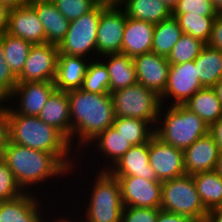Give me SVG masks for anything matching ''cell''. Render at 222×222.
I'll list each match as a JSON object with an SVG mask.
<instances>
[{
	"label": "cell",
	"mask_w": 222,
	"mask_h": 222,
	"mask_svg": "<svg viewBox=\"0 0 222 222\" xmlns=\"http://www.w3.org/2000/svg\"><path fill=\"white\" fill-rule=\"evenodd\" d=\"M0 104L7 111L10 132L9 141L11 143L52 153L70 171L71 176L69 178H73L74 173L77 174L78 170L80 172H78L79 175L77 174L78 177L80 174L81 176H83L82 174L87 176L88 168L84 167V169H87L85 170L87 171L86 173H84V169L83 172L80 171L81 165L85 166V163L89 164L92 161L88 166H95L96 162L91 160L89 156V162L84 161V163H81L83 162L82 158H79L77 152L72 149L70 141L60 131L46 124L38 116L20 115L9 104H5V101Z\"/></svg>",
	"instance_id": "1"
},
{
	"label": "cell",
	"mask_w": 222,
	"mask_h": 222,
	"mask_svg": "<svg viewBox=\"0 0 222 222\" xmlns=\"http://www.w3.org/2000/svg\"><path fill=\"white\" fill-rule=\"evenodd\" d=\"M67 94L70 107L71 146L79 155L94 138L113 125L115 118L113 104L110 93L95 94L77 89L68 91Z\"/></svg>",
	"instance_id": "2"
},
{
	"label": "cell",
	"mask_w": 222,
	"mask_h": 222,
	"mask_svg": "<svg viewBox=\"0 0 222 222\" xmlns=\"http://www.w3.org/2000/svg\"><path fill=\"white\" fill-rule=\"evenodd\" d=\"M1 158L7 163L24 192L38 193L36 192L38 185L39 190L40 186L44 188L45 183L50 188L51 182H54V185L57 184L54 180L65 177L67 179L70 176V171L52 153L31 149L10 141Z\"/></svg>",
	"instance_id": "3"
},
{
	"label": "cell",
	"mask_w": 222,
	"mask_h": 222,
	"mask_svg": "<svg viewBox=\"0 0 222 222\" xmlns=\"http://www.w3.org/2000/svg\"><path fill=\"white\" fill-rule=\"evenodd\" d=\"M92 172L95 175L89 178H95H92V182L88 181V191L86 187L83 189V192H89L88 198L82 200L85 203L84 205L82 202L85 213L83 217L78 213L76 216L82 218L84 222H121L124 205L119 180L108 171Z\"/></svg>",
	"instance_id": "4"
},
{
	"label": "cell",
	"mask_w": 222,
	"mask_h": 222,
	"mask_svg": "<svg viewBox=\"0 0 222 222\" xmlns=\"http://www.w3.org/2000/svg\"><path fill=\"white\" fill-rule=\"evenodd\" d=\"M154 129L155 136L162 142L183 151L209 133V126L184 105L161 104Z\"/></svg>",
	"instance_id": "5"
},
{
	"label": "cell",
	"mask_w": 222,
	"mask_h": 222,
	"mask_svg": "<svg viewBox=\"0 0 222 222\" xmlns=\"http://www.w3.org/2000/svg\"><path fill=\"white\" fill-rule=\"evenodd\" d=\"M114 116L148 121L154 128L161 107L160 96L139 82L110 93Z\"/></svg>",
	"instance_id": "6"
},
{
	"label": "cell",
	"mask_w": 222,
	"mask_h": 222,
	"mask_svg": "<svg viewBox=\"0 0 222 222\" xmlns=\"http://www.w3.org/2000/svg\"><path fill=\"white\" fill-rule=\"evenodd\" d=\"M160 209L191 219L205 217L208 213L189 174L162 182Z\"/></svg>",
	"instance_id": "7"
},
{
	"label": "cell",
	"mask_w": 222,
	"mask_h": 222,
	"mask_svg": "<svg viewBox=\"0 0 222 222\" xmlns=\"http://www.w3.org/2000/svg\"><path fill=\"white\" fill-rule=\"evenodd\" d=\"M105 8L96 6L83 16L70 21L68 31L58 45L59 52L61 54L82 56L90 60L96 59L97 29L101 12Z\"/></svg>",
	"instance_id": "8"
},
{
	"label": "cell",
	"mask_w": 222,
	"mask_h": 222,
	"mask_svg": "<svg viewBox=\"0 0 222 222\" xmlns=\"http://www.w3.org/2000/svg\"><path fill=\"white\" fill-rule=\"evenodd\" d=\"M201 88L203 86L197 77L194 60L182 64H170L167 86L160 96L161 104L184 105Z\"/></svg>",
	"instance_id": "9"
},
{
	"label": "cell",
	"mask_w": 222,
	"mask_h": 222,
	"mask_svg": "<svg viewBox=\"0 0 222 222\" xmlns=\"http://www.w3.org/2000/svg\"><path fill=\"white\" fill-rule=\"evenodd\" d=\"M58 46L42 43L33 44L30 48L26 63L17 82L54 81L56 76Z\"/></svg>",
	"instance_id": "10"
},
{
	"label": "cell",
	"mask_w": 222,
	"mask_h": 222,
	"mask_svg": "<svg viewBox=\"0 0 222 222\" xmlns=\"http://www.w3.org/2000/svg\"><path fill=\"white\" fill-rule=\"evenodd\" d=\"M43 192H24L14 199L0 202V222H47V209L51 208L44 207L47 199H42Z\"/></svg>",
	"instance_id": "11"
},
{
	"label": "cell",
	"mask_w": 222,
	"mask_h": 222,
	"mask_svg": "<svg viewBox=\"0 0 222 222\" xmlns=\"http://www.w3.org/2000/svg\"><path fill=\"white\" fill-rule=\"evenodd\" d=\"M55 90L54 81L17 82L14 91L5 103H10L9 106L12 107L17 114L38 116L48 98Z\"/></svg>",
	"instance_id": "12"
},
{
	"label": "cell",
	"mask_w": 222,
	"mask_h": 222,
	"mask_svg": "<svg viewBox=\"0 0 222 222\" xmlns=\"http://www.w3.org/2000/svg\"><path fill=\"white\" fill-rule=\"evenodd\" d=\"M126 19L121 7H109L101 12L97 29V58L122 53Z\"/></svg>",
	"instance_id": "13"
},
{
	"label": "cell",
	"mask_w": 222,
	"mask_h": 222,
	"mask_svg": "<svg viewBox=\"0 0 222 222\" xmlns=\"http://www.w3.org/2000/svg\"><path fill=\"white\" fill-rule=\"evenodd\" d=\"M119 180L124 207L160 208L162 181L136 176H114Z\"/></svg>",
	"instance_id": "14"
},
{
	"label": "cell",
	"mask_w": 222,
	"mask_h": 222,
	"mask_svg": "<svg viewBox=\"0 0 222 222\" xmlns=\"http://www.w3.org/2000/svg\"><path fill=\"white\" fill-rule=\"evenodd\" d=\"M149 164L159 181L185 175L184 152L155 135L149 141Z\"/></svg>",
	"instance_id": "15"
},
{
	"label": "cell",
	"mask_w": 222,
	"mask_h": 222,
	"mask_svg": "<svg viewBox=\"0 0 222 222\" xmlns=\"http://www.w3.org/2000/svg\"><path fill=\"white\" fill-rule=\"evenodd\" d=\"M131 147L132 145L127 142V140L121 134H119L113 126H111L94 138L85 147L83 150L84 152L82 151L79 154V158L83 154L85 155V153L89 154L90 152H94V158L97 160L99 159L98 163H101H99L100 165L97 163V166L99 167L95 166L93 170L96 169V171H98L99 169V171H108ZM103 156L104 158L102 159V162L100 158Z\"/></svg>",
	"instance_id": "16"
},
{
	"label": "cell",
	"mask_w": 222,
	"mask_h": 222,
	"mask_svg": "<svg viewBox=\"0 0 222 222\" xmlns=\"http://www.w3.org/2000/svg\"><path fill=\"white\" fill-rule=\"evenodd\" d=\"M137 80L161 96L167 86L170 63L166 56L148 52L133 58Z\"/></svg>",
	"instance_id": "17"
},
{
	"label": "cell",
	"mask_w": 222,
	"mask_h": 222,
	"mask_svg": "<svg viewBox=\"0 0 222 222\" xmlns=\"http://www.w3.org/2000/svg\"><path fill=\"white\" fill-rule=\"evenodd\" d=\"M6 32L32 44L46 43L42 23L30 4L10 9Z\"/></svg>",
	"instance_id": "18"
},
{
	"label": "cell",
	"mask_w": 222,
	"mask_h": 222,
	"mask_svg": "<svg viewBox=\"0 0 222 222\" xmlns=\"http://www.w3.org/2000/svg\"><path fill=\"white\" fill-rule=\"evenodd\" d=\"M183 152L185 173L194 175L215 170L220 150L213 137L208 133L198 138Z\"/></svg>",
	"instance_id": "19"
},
{
	"label": "cell",
	"mask_w": 222,
	"mask_h": 222,
	"mask_svg": "<svg viewBox=\"0 0 222 222\" xmlns=\"http://www.w3.org/2000/svg\"><path fill=\"white\" fill-rule=\"evenodd\" d=\"M112 176H136L159 181L149 164V142L132 146L109 170Z\"/></svg>",
	"instance_id": "20"
},
{
	"label": "cell",
	"mask_w": 222,
	"mask_h": 222,
	"mask_svg": "<svg viewBox=\"0 0 222 222\" xmlns=\"http://www.w3.org/2000/svg\"><path fill=\"white\" fill-rule=\"evenodd\" d=\"M58 53L54 85L56 90L68 92L80 89L87 72L90 59Z\"/></svg>",
	"instance_id": "21"
},
{
	"label": "cell",
	"mask_w": 222,
	"mask_h": 222,
	"mask_svg": "<svg viewBox=\"0 0 222 222\" xmlns=\"http://www.w3.org/2000/svg\"><path fill=\"white\" fill-rule=\"evenodd\" d=\"M155 25L127 17L122 40V54L131 58L151 52Z\"/></svg>",
	"instance_id": "22"
},
{
	"label": "cell",
	"mask_w": 222,
	"mask_h": 222,
	"mask_svg": "<svg viewBox=\"0 0 222 222\" xmlns=\"http://www.w3.org/2000/svg\"><path fill=\"white\" fill-rule=\"evenodd\" d=\"M38 117L60 131L71 144V121L67 92L55 90L48 98Z\"/></svg>",
	"instance_id": "23"
},
{
	"label": "cell",
	"mask_w": 222,
	"mask_h": 222,
	"mask_svg": "<svg viewBox=\"0 0 222 222\" xmlns=\"http://www.w3.org/2000/svg\"><path fill=\"white\" fill-rule=\"evenodd\" d=\"M30 5L36 10L42 23L46 42L58 46L68 31L70 21L59 12L52 1H39Z\"/></svg>",
	"instance_id": "24"
},
{
	"label": "cell",
	"mask_w": 222,
	"mask_h": 222,
	"mask_svg": "<svg viewBox=\"0 0 222 222\" xmlns=\"http://www.w3.org/2000/svg\"><path fill=\"white\" fill-rule=\"evenodd\" d=\"M109 74V93L126 88L138 82L133 58L122 53L109 54L99 58Z\"/></svg>",
	"instance_id": "25"
},
{
	"label": "cell",
	"mask_w": 222,
	"mask_h": 222,
	"mask_svg": "<svg viewBox=\"0 0 222 222\" xmlns=\"http://www.w3.org/2000/svg\"><path fill=\"white\" fill-rule=\"evenodd\" d=\"M126 16L152 24L172 16V10L162 0H124L121 7Z\"/></svg>",
	"instance_id": "26"
},
{
	"label": "cell",
	"mask_w": 222,
	"mask_h": 222,
	"mask_svg": "<svg viewBox=\"0 0 222 222\" xmlns=\"http://www.w3.org/2000/svg\"><path fill=\"white\" fill-rule=\"evenodd\" d=\"M184 106L197 114L208 126L222 117V104L212 87L201 88Z\"/></svg>",
	"instance_id": "27"
},
{
	"label": "cell",
	"mask_w": 222,
	"mask_h": 222,
	"mask_svg": "<svg viewBox=\"0 0 222 222\" xmlns=\"http://www.w3.org/2000/svg\"><path fill=\"white\" fill-rule=\"evenodd\" d=\"M194 63L197 77L203 87H213L222 78V50L206 44Z\"/></svg>",
	"instance_id": "28"
},
{
	"label": "cell",
	"mask_w": 222,
	"mask_h": 222,
	"mask_svg": "<svg viewBox=\"0 0 222 222\" xmlns=\"http://www.w3.org/2000/svg\"><path fill=\"white\" fill-rule=\"evenodd\" d=\"M192 177L201 201L208 211L222 206V177L215 170L197 173Z\"/></svg>",
	"instance_id": "29"
},
{
	"label": "cell",
	"mask_w": 222,
	"mask_h": 222,
	"mask_svg": "<svg viewBox=\"0 0 222 222\" xmlns=\"http://www.w3.org/2000/svg\"><path fill=\"white\" fill-rule=\"evenodd\" d=\"M112 126L132 146L145 144L155 135L154 127L143 119L115 117Z\"/></svg>",
	"instance_id": "30"
},
{
	"label": "cell",
	"mask_w": 222,
	"mask_h": 222,
	"mask_svg": "<svg viewBox=\"0 0 222 222\" xmlns=\"http://www.w3.org/2000/svg\"><path fill=\"white\" fill-rule=\"evenodd\" d=\"M182 34L179 23L174 16L155 24L151 52L167 57Z\"/></svg>",
	"instance_id": "31"
},
{
	"label": "cell",
	"mask_w": 222,
	"mask_h": 222,
	"mask_svg": "<svg viewBox=\"0 0 222 222\" xmlns=\"http://www.w3.org/2000/svg\"><path fill=\"white\" fill-rule=\"evenodd\" d=\"M0 40L4 48V58L12 73L18 77L24 68L33 44L22 38L12 36L7 32L0 35Z\"/></svg>",
	"instance_id": "32"
},
{
	"label": "cell",
	"mask_w": 222,
	"mask_h": 222,
	"mask_svg": "<svg viewBox=\"0 0 222 222\" xmlns=\"http://www.w3.org/2000/svg\"><path fill=\"white\" fill-rule=\"evenodd\" d=\"M184 34L208 43L216 16H200L198 14H172Z\"/></svg>",
	"instance_id": "33"
},
{
	"label": "cell",
	"mask_w": 222,
	"mask_h": 222,
	"mask_svg": "<svg viewBox=\"0 0 222 222\" xmlns=\"http://www.w3.org/2000/svg\"><path fill=\"white\" fill-rule=\"evenodd\" d=\"M109 83L105 64L99 58L90 60L80 89L95 94L109 93Z\"/></svg>",
	"instance_id": "34"
},
{
	"label": "cell",
	"mask_w": 222,
	"mask_h": 222,
	"mask_svg": "<svg viewBox=\"0 0 222 222\" xmlns=\"http://www.w3.org/2000/svg\"><path fill=\"white\" fill-rule=\"evenodd\" d=\"M206 44L188 34H182L166 57L170 64H182L195 60Z\"/></svg>",
	"instance_id": "35"
},
{
	"label": "cell",
	"mask_w": 222,
	"mask_h": 222,
	"mask_svg": "<svg viewBox=\"0 0 222 222\" xmlns=\"http://www.w3.org/2000/svg\"><path fill=\"white\" fill-rule=\"evenodd\" d=\"M24 191L16 182L12 171L0 156V202L14 199Z\"/></svg>",
	"instance_id": "36"
},
{
	"label": "cell",
	"mask_w": 222,
	"mask_h": 222,
	"mask_svg": "<svg viewBox=\"0 0 222 222\" xmlns=\"http://www.w3.org/2000/svg\"><path fill=\"white\" fill-rule=\"evenodd\" d=\"M52 2L69 21L83 16L97 6L93 0H52Z\"/></svg>",
	"instance_id": "37"
},
{
	"label": "cell",
	"mask_w": 222,
	"mask_h": 222,
	"mask_svg": "<svg viewBox=\"0 0 222 222\" xmlns=\"http://www.w3.org/2000/svg\"><path fill=\"white\" fill-rule=\"evenodd\" d=\"M172 14H198L200 16H216L212 0H179Z\"/></svg>",
	"instance_id": "38"
},
{
	"label": "cell",
	"mask_w": 222,
	"mask_h": 222,
	"mask_svg": "<svg viewBox=\"0 0 222 222\" xmlns=\"http://www.w3.org/2000/svg\"><path fill=\"white\" fill-rule=\"evenodd\" d=\"M4 57V48L0 40V103L7 100L17 85V77L12 73Z\"/></svg>",
	"instance_id": "39"
},
{
	"label": "cell",
	"mask_w": 222,
	"mask_h": 222,
	"mask_svg": "<svg viewBox=\"0 0 222 222\" xmlns=\"http://www.w3.org/2000/svg\"><path fill=\"white\" fill-rule=\"evenodd\" d=\"M160 208H139L125 206L121 215V222H157Z\"/></svg>",
	"instance_id": "40"
},
{
	"label": "cell",
	"mask_w": 222,
	"mask_h": 222,
	"mask_svg": "<svg viewBox=\"0 0 222 222\" xmlns=\"http://www.w3.org/2000/svg\"><path fill=\"white\" fill-rule=\"evenodd\" d=\"M208 46L222 50V12L216 15L213 23L211 37L207 43Z\"/></svg>",
	"instance_id": "41"
},
{
	"label": "cell",
	"mask_w": 222,
	"mask_h": 222,
	"mask_svg": "<svg viewBox=\"0 0 222 222\" xmlns=\"http://www.w3.org/2000/svg\"><path fill=\"white\" fill-rule=\"evenodd\" d=\"M9 120L6 109L0 104V156L9 142Z\"/></svg>",
	"instance_id": "42"
},
{
	"label": "cell",
	"mask_w": 222,
	"mask_h": 222,
	"mask_svg": "<svg viewBox=\"0 0 222 222\" xmlns=\"http://www.w3.org/2000/svg\"><path fill=\"white\" fill-rule=\"evenodd\" d=\"M191 218L176 214L170 213L167 211L160 210L158 212L157 222H190Z\"/></svg>",
	"instance_id": "43"
},
{
	"label": "cell",
	"mask_w": 222,
	"mask_h": 222,
	"mask_svg": "<svg viewBox=\"0 0 222 222\" xmlns=\"http://www.w3.org/2000/svg\"><path fill=\"white\" fill-rule=\"evenodd\" d=\"M209 134L213 137L219 150H222V117L209 126Z\"/></svg>",
	"instance_id": "44"
},
{
	"label": "cell",
	"mask_w": 222,
	"mask_h": 222,
	"mask_svg": "<svg viewBox=\"0 0 222 222\" xmlns=\"http://www.w3.org/2000/svg\"><path fill=\"white\" fill-rule=\"evenodd\" d=\"M10 9L0 2V35L7 30Z\"/></svg>",
	"instance_id": "45"
},
{
	"label": "cell",
	"mask_w": 222,
	"mask_h": 222,
	"mask_svg": "<svg viewBox=\"0 0 222 222\" xmlns=\"http://www.w3.org/2000/svg\"><path fill=\"white\" fill-rule=\"evenodd\" d=\"M64 208V206L62 207V208H60L61 209V215L59 216L58 214L59 213H56L57 215L56 216H58V217H56V216H50L49 215V220L51 221V222H84L81 218H78V217H74V214H75V212L73 213V216L70 214V216H69V214L67 213V217H66V213H64V212H62V211H64V210H62ZM62 213L64 214V215H62ZM54 217H56V218H54ZM74 217V218H73ZM78 219V220H77ZM81 220V221H80Z\"/></svg>",
	"instance_id": "46"
},
{
	"label": "cell",
	"mask_w": 222,
	"mask_h": 222,
	"mask_svg": "<svg viewBox=\"0 0 222 222\" xmlns=\"http://www.w3.org/2000/svg\"><path fill=\"white\" fill-rule=\"evenodd\" d=\"M207 217L211 222H222V206L209 210Z\"/></svg>",
	"instance_id": "47"
},
{
	"label": "cell",
	"mask_w": 222,
	"mask_h": 222,
	"mask_svg": "<svg viewBox=\"0 0 222 222\" xmlns=\"http://www.w3.org/2000/svg\"><path fill=\"white\" fill-rule=\"evenodd\" d=\"M97 6L109 7H122L124 0H93Z\"/></svg>",
	"instance_id": "48"
},
{
	"label": "cell",
	"mask_w": 222,
	"mask_h": 222,
	"mask_svg": "<svg viewBox=\"0 0 222 222\" xmlns=\"http://www.w3.org/2000/svg\"><path fill=\"white\" fill-rule=\"evenodd\" d=\"M0 2L7 6L9 9H15L17 7H21L23 5H26L25 0H0Z\"/></svg>",
	"instance_id": "49"
},
{
	"label": "cell",
	"mask_w": 222,
	"mask_h": 222,
	"mask_svg": "<svg viewBox=\"0 0 222 222\" xmlns=\"http://www.w3.org/2000/svg\"><path fill=\"white\" fill-rule=\"evenodd\" d=\"M212 88L215 91L217 98L222 104V78L217 81Z\"/></svg>",
	"instance_id": "50"
},
{
	"label": "cell",
	"mask_w": 222,
	"mask_h": 222,
	"mask_svg": "<svg viewBox=\"0 0 222 222\" xmlns=\"http://www.w3.org/2000/svg\"><path fill=\"white\" fill-rule=\"evenodd\" d=\"M215 171L222 177V150H220Z\"/></svg>",
	"instance_id": "51"
},
{
	"label": "cell",
	"mask_w": 222,
	"mask_h": 222,
	"mask_svg": "<svg viewBox=\"0 0 222 222\" xmlns=\"http://www.w3.org/2000/svg\"><path fill=\"white\" fill-rule=\"evenodd\" d=\"M214 8L219 12H222V0H212Z\"/></svg>",
	"instance_id": "52"
},
{
	"label": "cell",
	"mask_w": 222,
	"mask_h": 222,
	"mask_svg": "<svg viewBox=\"0 0 222 222\" xmlns=\"http://www.w3.org/2000/svg\"><path fill=\"white\" fill-rule=\"evenodd\" d=\"M167 6H169L171 8V10H173V8L177 5V3L179 2V0H162Z\"/></svg>",
	"instance_id": "53"
},
{
	"label": "cell",
	"mask_w": 222,
	"mask_h": 222,
	"mask_svg": "<svg viewBox=\"0 0 222 222\" xmlns=\"http://www.w3.org/2000/svg\"><path fill=\"white\" fill-rule=\"evenodd\" d=\"M190 222H211V221L209 220V218L207 216H205V217L198 218V219H191Z\"/></svg>",
	"instance_id": "54"
},
{
	"label": "cell",
	"mask_w": 222,
	"mask_h": 222,
	"mask_svg": "<svg viewBox=\"0 0 222 222\" xmlns=\"http://www.w3.org/2000/svg\"><path fill=\"white\" fill-rule=\"evenodd\" d=\"M25 1H26V4H31V3L39 2V1H52V0H25Z\"/></svg>",
	"instance_id": "55"
}]
</instances>
